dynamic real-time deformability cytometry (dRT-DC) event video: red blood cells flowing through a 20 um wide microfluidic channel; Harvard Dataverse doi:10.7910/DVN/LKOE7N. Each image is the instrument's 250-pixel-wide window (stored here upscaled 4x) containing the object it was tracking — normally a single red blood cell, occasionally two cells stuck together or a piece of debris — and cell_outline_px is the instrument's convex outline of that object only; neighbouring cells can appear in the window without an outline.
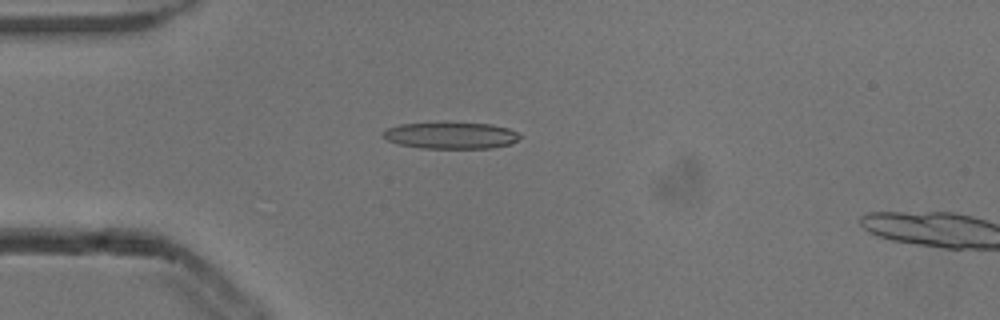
{"species": "common noctule bat (a hibernating species)", "species_latin": "Nyctalus noctula", "temperature_condition": "cold", "stored_images_in_passage": 2, "camera_frame_rate_fps": 3000, "um_per_image_px": 0.085, "animal": {"sex": "male", "body_mass_g": 13.3}, "frame": {"image": 1, "passage_image": 1, "time_ms": 0.0, "image_size_px": [1000, 320], "cell_outline_px": [[524, 136], [512, 144], [492, 148], [420, 148], [400, 144], [388, 140], [380, 136], [380, 132], [388, 128], [400, 124], [492, 124], [508, 128]], "centroid_in_image_um": [38.35, 11.54], "position_along_channel_um": 46.6, "area_um2": 20.92}}